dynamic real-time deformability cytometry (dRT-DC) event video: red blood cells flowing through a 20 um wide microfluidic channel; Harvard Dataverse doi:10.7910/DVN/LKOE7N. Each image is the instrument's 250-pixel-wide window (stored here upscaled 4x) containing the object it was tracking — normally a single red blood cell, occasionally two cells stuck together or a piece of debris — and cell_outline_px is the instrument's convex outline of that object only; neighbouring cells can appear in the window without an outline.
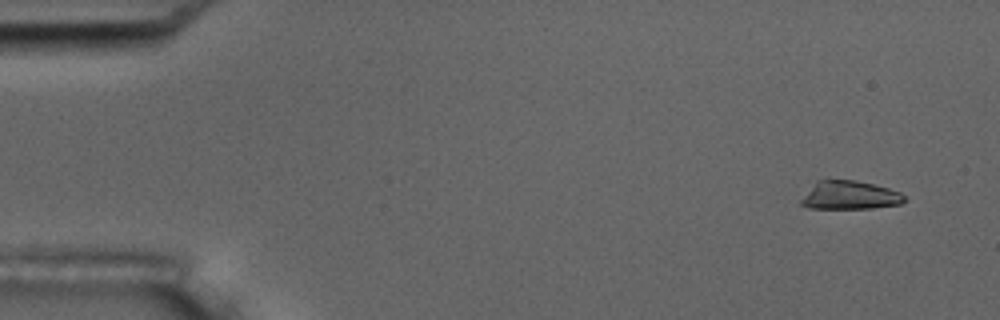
{"species": "common noctule bat (a hibernating species)", "species_latin": "Nyctalus noctula", "temperature_condition": "room temperature", "stored_images_in_passage": 5, "camera_frame_rate_fps": 3000, "um_per_image_px": 0.085, "animal": {"sex": "male", "body_mass_g": 17.5, "forearm_length_mm": 52.3}, "frame": {"image": 1, "passage_image": 1, "time_ms": 0.0, "image_size_px": [1000, 320], "cell_outline_px": [[904, 200], [900, 204], [872, 208], [808, 208], [800, 204], [800, 200], [816, 180], [856, 180], [888, 188], [900, 192], [904, 196]], "centroid_in_image_um": [72.19, 16.6], "position_along_channel_um": 12.8, "area_um2": 16.99}}
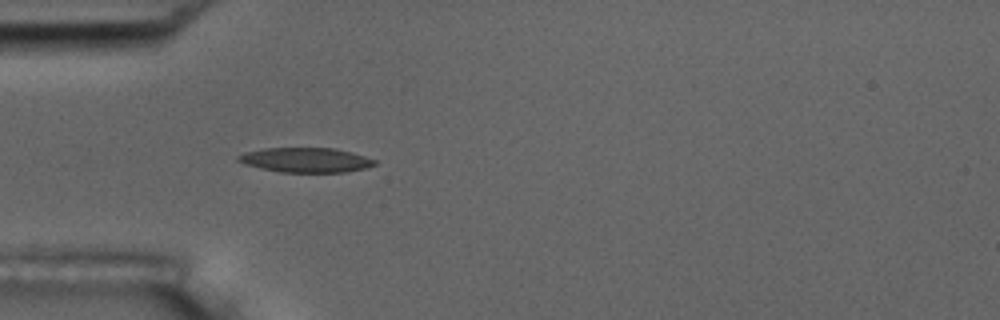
{"frame": {"image": 2, "passage_image": 5, "time_ms": 4.333, "image_size_px": [1000, 320], "cell_outline_px": [[376, 164], [364, 168], [344, 172], [280, 172], [260, 168], [244, 164], [236, 160], [236, 156], [244, 152], [264, 148], [336, 148], [352, 152], [376, 160]], "centroid_in_image_um": [25.95, 13.59], "position_along_channel_um": 59.1, "area_um2": 19.65}}